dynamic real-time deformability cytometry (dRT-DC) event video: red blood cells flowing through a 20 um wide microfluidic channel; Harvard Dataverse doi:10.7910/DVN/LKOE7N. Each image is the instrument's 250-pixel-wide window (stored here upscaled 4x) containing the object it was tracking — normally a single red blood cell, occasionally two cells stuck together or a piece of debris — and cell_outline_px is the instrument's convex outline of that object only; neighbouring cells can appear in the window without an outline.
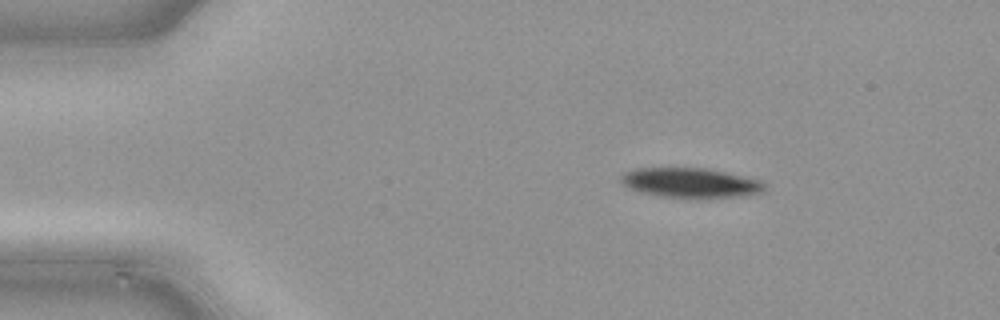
{"species": "common noctule bat (a hibernating species)", "species_latin": "Nyctalus noctula", "temperature_condition": "cold", "stored_images_in_passage": 45, "camera_frame_rate_fps": 3000, "um_per_image_px": 0.085, "animal": {"sex": "male", "body_mass_g": 21.5, "forearm_length_mm": 52.0}, "frame": {"image": 1, "passage_image": 5, "time_ms": 1.333, "image_size_px": [1000, 320], "cell_outline_px": [[768, 184], [764, 192], [744, 196], [660, 196], [640, 192], [628, 188], [620, 180], [620, 176], [624, 172], [636, 168], [704, 168], [764, 180]], "centroid_in_image_um": [58.73, 15.51], "position_along_channel_um": 26.3, "area_um2": 24.57}}
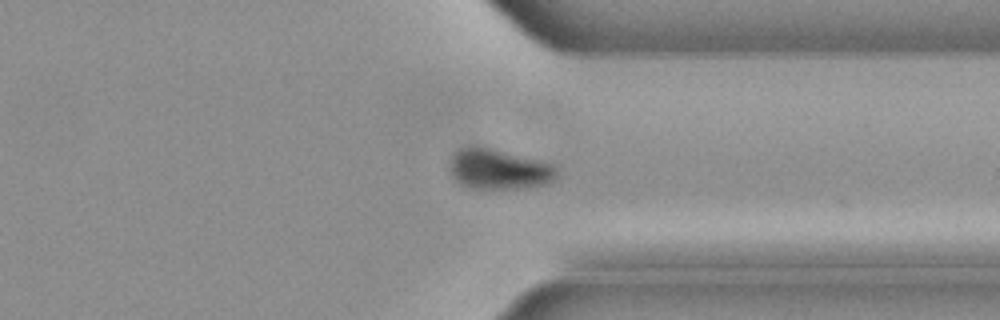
{"frame": {"image": 2, "passage_image": 34, "time_ms": 11.0, "image_size_px": [1000, 320], "cell_outline_px": [[560, 176], [556, 180], [548, 184], [532, 188], [472, 188], [460, 184], [452, 176], [448, 164], [448, 160], [452, 152], [456, 148], [468, 144], [480, 144], [552, 164], [556, 168]], "centroid_in_image_um": [42.36, 14.34], "position_along_channel_um": 369.0, "area_um2": 26.24}}
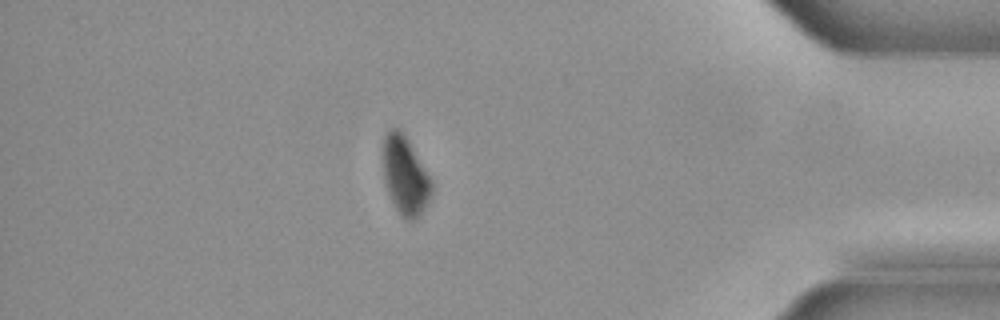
{"frame": {"image": 3, "passage_image": 39, "time_ms": 12.667, "image_size_px": [1000, 320], "cell_outline_px": [[432, 192], [424, 208], [412, 220], [408, 220], [400, 216], [384, 184], [380, 152], [380, 144], [384, 132], [388, 128], [396, 128], [408, 140], [432, 180]], "centroid_in_image_um": [34.35, 14.85], "position_along_channel_um": 400.8, "area_um2": 22.54}}